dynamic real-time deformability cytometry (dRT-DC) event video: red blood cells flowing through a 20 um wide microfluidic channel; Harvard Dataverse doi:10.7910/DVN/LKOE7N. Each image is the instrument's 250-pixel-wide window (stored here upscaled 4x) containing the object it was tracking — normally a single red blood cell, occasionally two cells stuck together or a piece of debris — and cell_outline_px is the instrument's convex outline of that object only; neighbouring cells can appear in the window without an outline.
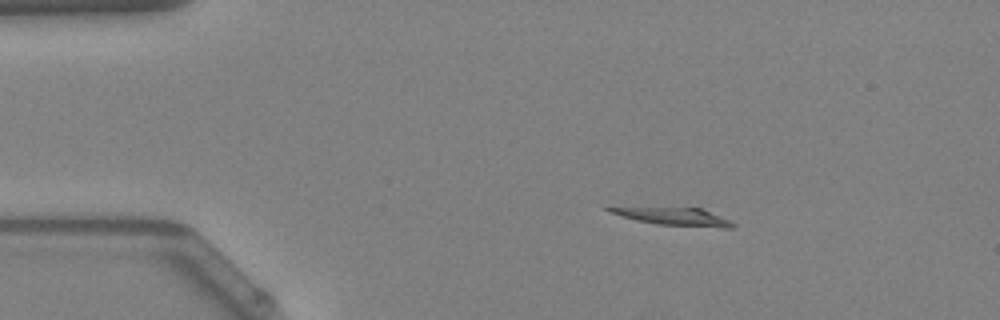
{"species": "Egyptian fruit bat (a non-hibernating species)", "species_latin": "Rousettus aegyptiacus", "temperature_condition": "warm", "stored_images_in_passage": 4, "segment_of_instrument_passage": [2, 2], "camera_frame_rate_fps": 3000, "um_per_image_px": 0.085, "animal": {"sex": "female"}, "frame": {"image": 1, "passage_image": 4, "time_ms": 1.0, "image_size_px": [1000, 320], "cell_outline_px": [[736, 224], [732, 228], [720, 228], [656, 224], [636, 220], [612, 212], [604, 208], [700, 208], [728, 220]], "centroid_in_image_um": [57.41, 18.43], "position_along_channel_um": 27.6, "area_um2": 12.08}}